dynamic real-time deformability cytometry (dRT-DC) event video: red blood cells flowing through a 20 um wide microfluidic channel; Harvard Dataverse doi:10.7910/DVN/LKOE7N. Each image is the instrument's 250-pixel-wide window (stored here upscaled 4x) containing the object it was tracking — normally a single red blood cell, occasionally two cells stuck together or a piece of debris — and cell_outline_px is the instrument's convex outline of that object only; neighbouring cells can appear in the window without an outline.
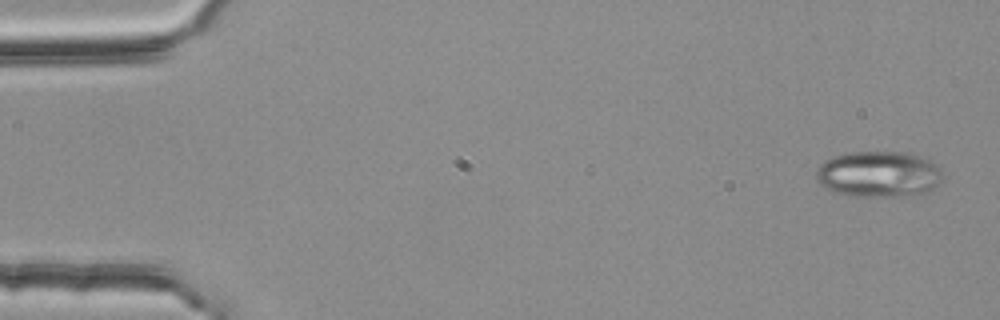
{"species": "common noctule bat (a hibernating species)", "species_latin": "Nyctalus noctula", "temperature_condition": "room temperature", "stored_images_in_passage": 5, "segment_of_instrument_passage": [1, 2], "camera_frame_rate_fps": 3000, "um_per_image_px": 0.085, "animal": {"sex": "female", "body_mass_g": 25.1}, "frame": {"image": 1, "passage_image": 1, "time_ms": 0.0, "image_size_px": [1000, 320], "cell_outline_px": [[944, 176], [932, 188], [924, 192], [896, 196], [852, 196], [832, 192], [824, 188], [820, 184], [816, 176], [816, 168], [824, 160], [848, 152], [912, 152], [936, 164], [944, 172]], "centroid_in_image_um": [74.66, 14.79], "position_along_channel_um": 10.3, "area_um2": 33.99}}